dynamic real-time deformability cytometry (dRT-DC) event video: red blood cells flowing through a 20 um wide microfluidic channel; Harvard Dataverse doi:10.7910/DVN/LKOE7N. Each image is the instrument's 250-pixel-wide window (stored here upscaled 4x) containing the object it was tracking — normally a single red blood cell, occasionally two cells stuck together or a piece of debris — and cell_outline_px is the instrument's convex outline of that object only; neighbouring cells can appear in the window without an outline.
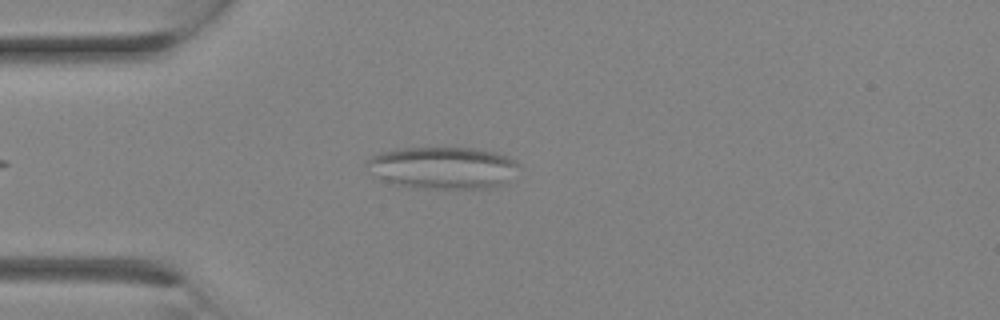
{"species": "Egyptian fruit bat (a non-hibernating species)", "species_latin": "Rousettus aegyptiacus", "temperature_condition": "room temperature", "stored_images_in_passage": 8, "camera_frame_rate_fps": 3000, "um_per_image_px": 0.085, "animal": {"sex": "female"}, "frame": {"image": 1, "passage_image": 2, "time_ms": 0.333, "image_size_px": [1000, 320], "cell_outline_px": [[524, 168], [508, 184], [496, 188], [412, 188], [392, 184], [384, 180], [368, 164], [368, 160], [372, 156], [380, 152], [396, 148], [476, 148], [496, 152], [508, 156], [520, 164]], "centroid_in_image_um": [37.83, 14.27], "position_along_channel_um": 47.2, "area_um2": 37.8}}
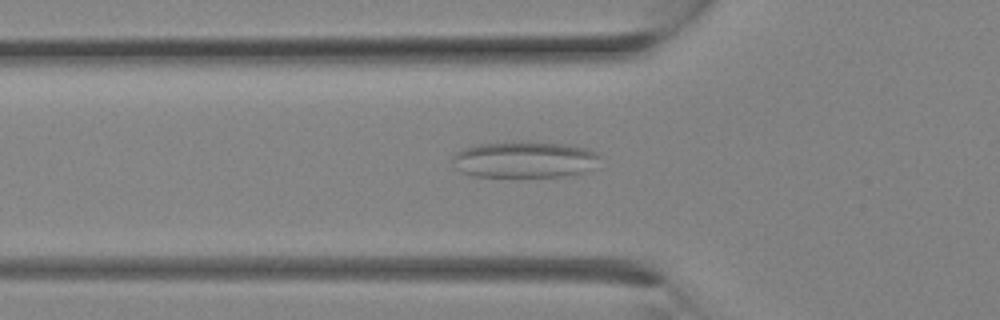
{"frame": {"image": 2, "passage_image": 4, "time_ms": 1.0, "image_size_px": [1000, 320], "cell_outline_px": [[600, 156], [584, 172], [564, 176], [476, 176], [460, 172], [452, 168], [452, 156], [456, 152], [464, 148], [476, 144], [572, 144], [588, 148], [596, 152]], "centroid_in_image_um": [44.5, 13.59], "position_along_channel_um": 81.3, "area_um2": 30.29}}